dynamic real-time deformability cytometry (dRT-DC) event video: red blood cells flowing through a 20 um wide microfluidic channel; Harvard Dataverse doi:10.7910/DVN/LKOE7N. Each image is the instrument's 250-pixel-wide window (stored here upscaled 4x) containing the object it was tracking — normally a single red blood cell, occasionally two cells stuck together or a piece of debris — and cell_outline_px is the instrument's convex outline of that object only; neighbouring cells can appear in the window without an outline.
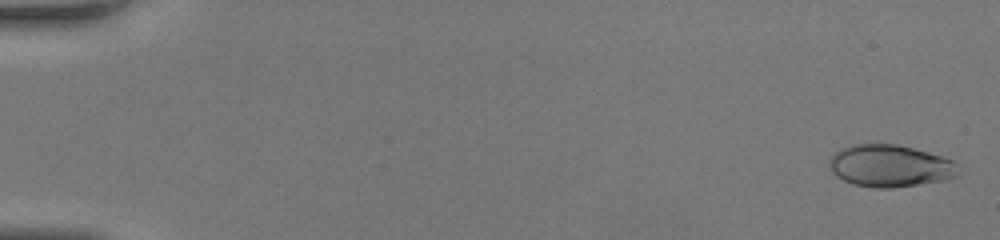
{"species": "human", "species_latin": "Homo sapiens", "temperature_condition": "room temperature", "stored_images_in_passage": 47, "camera_frame_rate_fps": 3000, "um_per_image_px": 0.085, "donor": {"sex": "female"}, "frame": {"image": 1, "passage_image": 2, "time_ms": 0.333, "image_size_px": [1000, 240], "cell_outline_px": [[960, 176], [944, 180], [892, 188], [872, 188], [852, 184], [836, 176], [828, 168], [828, 160], [840, 148], [852, 144], [896, 144], [928, 152], [952, 160], [956, 164]], "centroid_in_image_um": [75.62, 14.1], "position_along_channel_um": 9.4, "area_um2": 31.85}}
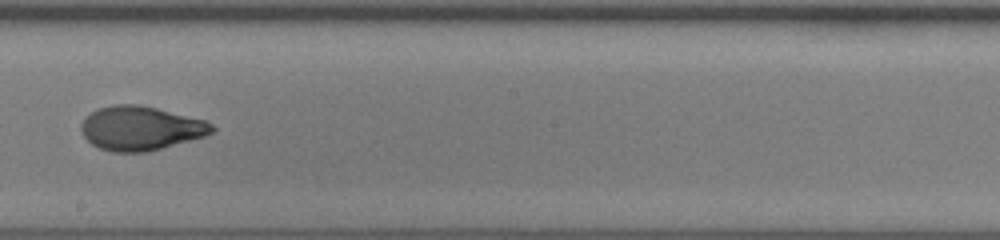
{"frame": {"image": 2, "passage_image": 29, "time_ms": 9.333, "image_size_px": [1000, 240], "cell_outline_px": [[216, 128], [212, 132], [204, 136], [160, 148], [144, 152], [112, 152], [100, 148], [92, 144], [84, 136], [80, 128], [80, 124], [92, 112], [100, 108], [116, 104], [136, 104], [156, 108], [204, 120], [212, 124]], "centroid_in_image_um": [11.94, 10.9], "position_along_channel_um": 236.3, "area_um2": 33.06}}
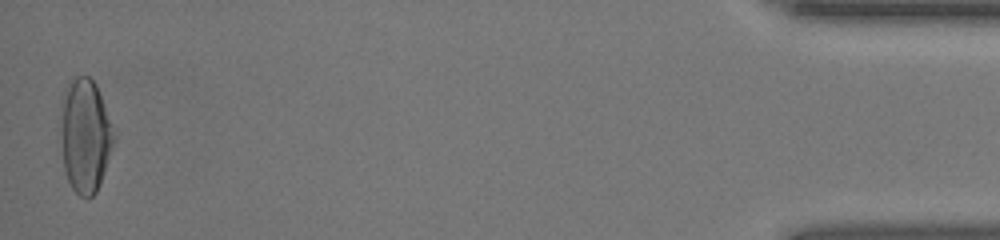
{"frame": {"image": 3, "passage_image": 47, "time_ms": 15.333, "image_size_px": [1000, 240], "cell_outline_px": [[112, 144], [100, 184], [96, 192], [88, 200], [80, 196], [72, 188], [68, 180], [64, 168], [60, 120], [60, 100], [64, 88], [68, 80], [72, 76], [88, 76], [96, 84], [104, 104], [112, 136]], "centroid_in_image_um": [7.16, 11.48], "position_along_channel_um": 428.0, "area_um2": 34.85}}